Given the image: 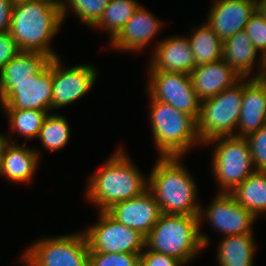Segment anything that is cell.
<instances>
[{
  "mask_svg": "<svg viewBox=\"0 0 266 266\" xmlns=\"http://www.w3.org/2000/svg\"><path fill=\"white\" fill-rule=\"evenodd\" d=\"M90 174L84 193L85 202L98 211H107L114 204L140 196L148 189V177L137 167L123 146Z\"/></svg>",
  "mask_w": 266,
  "mask_h": 266,
  "instance_id": "obj_1",
  "label": "cell"
},
{
  "mask_svg": "<svg viewBox=\"0 0 266 266\" xmlns=\"http://www.w3.org/2000/svg\"><path fill=\"white\" fill-rule=\"evenodd\" d=\"M147 175L148 190L159 204L163 214H199L201 201L194 176L185 167V157H157ZM192 175V176H191Z\"/></svg>",
  "mask_w": 266,
  "mask_h": 266,
  "instance_id": "obj_2",
  "label": "cell"
},
{
  "mask_svg": "<svg viewBox=\"0 0 266 266\" xmlns=\"http://www.w3.org/2000/svg\"><path fill=\"white\" fill-rule=\"evenodd\" d=\"M63 24L58 0H34L13 5L9 33L21 51L54 58L60 55L51 43Z\"/></svg>",
  "mask_w": 266,
  "mask_h": 266,
  "instance_id": "obj_3",
  "label": "cell"
},
{
  "mask_svg": "<svg viewBox=\"0 0 266 266\" xmlns=\"http://www.w3.org/2000/svg\"><path fill=\"white\" fill-rule=\"evenodd\" d=\"M147 97L152 140L158 157H185L196 146H203L197 133V121L191 115Z\"/></svg>",
  "mask_w": 266,
  "mask_h": 266,
  "instance_id": "obj_4",
  "label": "cell"
},
{
  "mask_svg": "<svg viewBox=\"0 0 266 266\" xmlns=\"http://www.w3.org/2000/svg\"><path fill=\"white\" fill-rule=\"evenodd\" d=\"M145 248L174 257L189 266L205 250L198 216L162 213L145 237Z\"/></svg>",
  "mask_w": 266,
  "mask_h": 266,
  "instance_id": "obj_5",
  "label": "cell"
},
{
  "mask_svg": "<svg viewBox=\"0 0 266 266\" xmlns=\"http://www.w3.org/2000/svg\"><path fill=\"white\" fill-rule=\"evenodd\" d=\"M19 258L22 266H89V245L80 229L70 234L40 237Z\"/></svg>",
  "mask_w": 266,
  "mask_h": 266,
  "instance_id": "obj_6",
  "label": "cell"
},
{
  "mask_svg": "<svg viewBox=\"0 0 266 266\" xmlns=\"http://www.w3.org/2000/svg\"><path fill=\"white\" fill-rule=\"evenodd\" d=\"M214 144V145H213ZM211 146V172L218 186L217 192L231 193L240 183L256 170L246 138L227 136L208 141Z\"/></svg>",
  "mask_w": 266,
  "mask_h": 266,
  "instance_id": "obj_7",
  "label": "cell"
},
{
  "mask_svg": "<svg viewBox=\"0 0 266 266\" xmlns=\"http://www.w3.org/2000/svg\"><path fill=\"white\" fill-rule=\"evenodd\" d=\"M243 99V77L214 97L201 101L197 133L201 144L218 138L235 136Z\"/></svg>",
  "mask_w": 266,
  "mask_h": 266,
  "instance_id": "obj_8",
  "label": "cell"
},
{
  "mask_svg": "<svg viewBox=\"0 0 266 266\" xmlns=\"http://www.w3.org/2000/svg\"><path fill=\"white\" fill-rule=\"evenodd\" d=\"M200 237L204 247L210 245L209 234L201 227L203 222L208 223L214 231L225 236L255 234L254 223L257 218L241 206L231 193L216 192L208 206L200 205L199 214ZM203 231V232H202Z\"/></svg>",
  "mask_w": 266,
  "mask_h": 266,
  "instance_id": "obj_9",
  "label": "cell"
},
{
  "mask_svg": "<svg viewBox=\"0 0 266 266\" xmlns=\"http://www.w3.org/2000/svg\"><path fill=\"white\" fill-rule=\"evenodd\" d=\"M53 58L29 79L0 82V108L52 112Z\"/></svg>",
  "mask_w": 266,
  "mask_h": 266,
  "instance_id": "obj_10",
  "label": "cell"
},
{
  "mask_svg": "<svg viewBox=\"0 0 266 266\" xmlns=\"http://www.w3.org/2000/svg\"><path fill=\"white\" fill-rule=\"evenodd\" d=\"M96 223L82 229L89 245V252L110 254H141L145 237L138 231L115 220L107 211H98Z\"/></svg>",
  "mask_w": 266,
  "mask_h": 266,
  "instance_id": "obj_11",
  "label": "cell"
},
{
  "mask_svg": "<svg viewBox=\"0 0 266 266\" xmlns=\"http://www.w3.org/2000/svg\"><path fill=\"white\" fill-rule=\"evenodd\" d=\"M146 93L152 99L172 105L179 111L199 117L201 100L196 94L190 74L147 71Z\"/></svg>",
  "mask_w": 266,
  "mask_h": 266,
  "instance_id": "obj_12",
  "label": "cell"
},
{
  "mask_svg": "<svg viewBox=\"0 0 266 266\" xmlns=\"http://www.w3.org/2000/svg\"><path fill=\"white\" fill-rule=\"evenodd\" d=\"M60 57L53 58L52 112L84 98L99 78L97 66L84 63L69 67Z\"/></svg>",
  "mask_w": 266,
  "mask_h": 266,
  "instance_id": "obj_13",
  "label": "cell"
},
{
  "mask_svg": "<svg viewBox=\"0 0 266 266\" xmlns=\"http://www.w3.org/2000/svg\"><path fill=\"white\" fill-rule=\"evenodd\" d=\"M164 25L163 20L141 4L121 31L108 44L112 51L144 53L146 49L148 50L150 42L159 36L161 30L163 31Z\"/></svg>",
  "mask_w": 266,
  "mask_h": 266,
  "instance_id": "obj_14",
  "label": "cell"
},
{
  "mask_svg": "<svg viewBox=\"0 0 266 266\" xmlns=\"http://www.w3.org/2000/svg\"><path fill=\"white\" fill-rule=\"evenodd\" d=\"M150 51L147 71H166L190 74L197 66L188 35L163 36ZM154 50V51H153Z\"/></svg>",
  "mask_w": 266,
  "mask_h": 266,
  "instance_id": "obj_15",
  "label": "cell"
},
{
  "mask_svg": "<svg viewBox=\"0 0 266 266\" xmlns=\"http://www.w3.org/2000/svg\"><path fill=\"white\" fill-rule=\"evenodd\" d=\"M204 22L222 41L244 30L256 12L255 0H212Z\"/></svg>",
  "mask_w": 266,
  "mask_h": 266,
  "instance_id": "obj_16",
  "label": "cell"
},
{
  "mask_svg": "<svg viewBox=\"0 0 266 266\" xmlns=\"http://www.w3.org/2000/svg\"><path fill=\"white\" fill-rule=\"evenodd\" d=\"M107 212L144 237L151 232L162 214L158 202L148 189L140 196L114 204Z\"/></svg>",
  "mask_w": 266,
  "mask_h": 266,
  "instance_id": "obj_17",
  "label": "cell"
},
{
  "mask_svg": "<svg viewBox=\"0 0 266 266\" xmlns=\"http://www.w3.org/2000/svg\"><path fill=\"white\" fill-rule=\"evenodd\" d=\"M41 160V151L36 147L8 141L2 154L0 177L10 183L27 185L35 178Z\"/></svg>",
  "mask_w": 266,
  "mask_h": 266,
  "instance_id": "obj_18",
  "label": "cell"
},
{
  "mask_svg": "<svg viewBox=\"0 0 266 266\" xmlns=\"http://www.w3.org/2000/svg\"><path fill=\"white\" fill-rule=\"evenodd\" d=\"M266 125V77H243V99L236 137L246 138Z\"/></svg>",
  "mask_w": 266,
  "mask_h": 266,
  "instance_id": "obj_19",
  "label": "cell"
},
{
  "mask_svg": "<svg viewBox=\"0 0 266 266\" xmlns=\"http://www.w3.org/2000/svg\"><path fill=\"white\" fill-rule=\"evenodd\" d=\"M259 54L244 30L223 41L222 59L241 77L263 78L262 55Z\"/></svg>",
  "mask_w": 266,
  "mask_h": 266,
  "instance_id": "obj_20",
  "label": "cell"
},
{
  "mask_svg": "<svg viewBox=\"0 0 266 266\" xmlns=\"http://www.w3.org/2000/svg\"><path fill=\"white\" fill-rule=\"evenodd\" d=\"M190 77L201 101L214 97L242 78L223 59L196 66L190 72Z\"/></svg>",
  "mask_w": 266,
  "mask_h": 266,
  "instance_id": "obj_21",
  "label": "cell"
},
{
  "mask_svg": "<svg viewBox=\"0 0 266 266\" xmlns=\"http://www.w3.org/2000/svg\"><path fill=\"white\" fill-rule=\"evenodd\" d=\"M215 261L218 266H254L257 244L254 234L221 237Z\"/></svg>",
  "mask_w": 266,
  "mask_h": 266,
  "instance_id": "obj_22",
  "label": "cell"
},
{
  "mask_svg": "<svg viewBox=\"0 0 266 266\" xmlns=\"http://www.w3.org/2000/svg\"><path fill=\"white\" fill-rule=\"evenodd\" d=\"M231 194L257 219H266V171H255L240 183Z\"/></svg>",
  "mask_w": 266,
  "mask_h": 266,
  "instance_id": "obj_23",
  "label": "cell"
},
{
  "mask_svg": "<svg viewBox=\"0 0 266 266\" xmlns=\"http://www.w3.org/2000/svg\"><path fill=\"white\" fill-rule=\"evenodd\" d=\"M7 116L8 133L6 137L9 142L19 143V140L13 139V134L18 138L22 137L23 143L28 144V140H37L40 129L47 115L50 113L46 110H23V109H0ZM12 135V136H11Z\"/></svg>",
  "mask_w": 266,
  "mask_h": 266,
  "instance_id": "obj_24",
  "label": "cell"
},
{
  "mask_svg": "<svg viewBox=\"0 0 266 266\" xmlns=\"http://www.w3.org/2000/svg\"><path fill=\"white\" fill-rule=\"evenodd\" d=\"M190 33L189 43L197 66L222 59L223 41L205 22L192 26Z\"/></svg>",
  "mask_w": 266,
  "mask_h": 266,
  "instance_id": "obj_25",
  "label": "cell"
},
{
  "mask_svg": "<svg viewBox=\"0 0 266 266\" xmlns=\"http://www.w3.org/2000/svg\"><path fill=\"white\" fill-rule=\"evenodd\" d=\"M51 59L41 52L20 51L0 71V82L29 79L37 75Z\"/></svg>",
  "mask_w": 266,
  "mask_h": 266,
  "instance_id": "obj_26",
  "label": "cell"
},
{
  "mask_svg": "<svg viewBox=\"0 0 266 266\" xmlns=\"http://www.w3.org/2000/svg\"><path fill=\"white\" fill-rule=\"evenodd\" d=\"M141 5L138 0H111L103 15L92 27L99 31H106L109 42L121 31L126 22Z\"/></svg>",
  "mask_w": 266,
  "mask_h": 266,
  "instance_id": "obj_27",
  "label": "cell"
},
{
  "mask_svg": "<svg viewBox=\"0 0 266 266\" xmlns=\"http://www.w3.org/2000/svg\"><path fill=\"white\" fill-rule=\"evenodd\" d=\"M71 131L66 116L50 112L43 122L37 139L45 151L57 152L69 144Z\"/></svg>",
  "mask_w": 266,
  "mask_h": 266,
  "instance_id": "obj_28",
  "label": "cell"
},
{
  "mask_svg": "<svg viewBox=\"0 0 266 266\" xmlns=\"http://www.w3.org/2000/svg\"><path fill=\"white\" fill-rule=\"evenodd\" d=\"M111 0H58L63 23L69 12L83 25L92 28L103 15Z\"/></svg>",
  "mask_w": 266,
  "mask_h": 266,
  "instance_id": "obj_29",
  "label": "cell"
},
{
  "mask_svg": "<svg viewBox=\"0 0 266 266\" xmlns=\"http://www.w3.org/2000/svg\"><path fill=\"white\" fill-rule=\"evenodd\" d=\"M89 266H140V254L89 252Z\"/></svg>",
  "mask_w": 266,
  "mask_h": 266,
  "instance_id": "obj_30",
  "label": "cell"
},
{
  "mask_svg": "<svg viewBox=\"0 0 266 266\" xmlns=\"http://www.w3.org/2000/svg\"><path fill=\"white\" fill-rule=\"evenodd\" d=\"M256 171H266V125L246 137Z\"/></svg>",
  "mask_w": 266,
  "mask_h": 266,
  "instance_id": "obj_31",
  "label": "cell"
},
{
  "mask_svg": "<svg viewBox=\"0 0 266 266\" xmlns=\"http://www.w3.org/2000/svg\"><path fill=\"white\" fill-rule=\"evenodd\" d=\"M244 31L260 55H263L266 51V20L256 11L244 27Z\"/></svg>",
  "mask_w": 266,
  "mask_h": 266,
  "instance_id": "obj_32",
  "label": "cell"
},
{
  "mask_svg": "<svg viewBox=\"0 0 266 266\" xmlns=\"http://www.w3.org/2000/svg\"><path fill=\"white\" fill-rule=\"evenodd\" d=\"M140 266H185L174 257L144 248L140 254Z\"/></svg>",
  "mask_w": 266,
  "mask_h": 266,
  "instance_id": "obj_33",
  "label": "cell"
},
{
  "mask_svg": "<svg viewBox=\"0 0 266 266\" xmlns=\"http://www.w3.org/2000/svg\"><path fill=\"white\" fill-rule=\"evenodd\" d=\"M20 51L9 31L0 33V71Z\"/></svg>",
  "mask_w": 266,
  "mask_h": 266,
  "instance_id": "obj_34",
  "label": "cell"
},
{
  "mask_svg": "<svg viewBox=\"0 0 266 266\" xmlns=\"http://www.w3.org/2000/svg\"><path fill=\"white\" fill-rule=\"evenodd\" d=\"M12 8L11 0H0V33L9 31Z\"/></svg>",
  "mask_w": 266,
  "mask_h": 266,
  "instance_id": "obj_35",
  "label": "cell"
},
{
  "mask_svg": "<svg viewBox=\"0 0 266 266\" xmlns=\"http://www.w3.org/2000/svg\"><path fill=\"white\" fill-rule=\"evenodd\" d=\"M256 11L266 20V0H255Z\"/></svg>",
  "mask_w": 266,
  "mask_h": 266,
  "instance_id": "obj_36",
  "label": "cell"
},
{
  "mask_svg": "<svg viewBox=\"0 0 266 266\" xmlns=\"http://www.w3.org/2000/svg\"><path fill=\"white\" fill-rule=\"evenodd\" d=\"M7 143H8V138L6 137V133L4 134L0 132V163H1L4 147L6 146Z\"/></svg>",
  "mask_w": 266,
  "mask_h": 266,
  "instance_id": "obj_37",
  "label": "cell"
},
{
  "mask_svg": "<svg viewBox=\"0 0 266 266\" xmlns=\"http://www.w3.org/2000/svg\"><path fill=\"white\" fill-rule=\"evenodd\" d=\"M262 63H263V77H266V51L262 55Z\"/></svg>",
  "mask_w": 266,
  "mask_h": 266,
  "instance_id": "obj_38",
  "label": "cell"
},
{
  "mask_svg": "<svg viewBox=\"0 0 266 266\" xmlns=\"http://www.w3.org/2000/svg\"><path fill=\"white\" fill-rule=\"evenodd\" d=\"M30 1H34V0H11V3L14 4H19V3H23V2H30Z\"/></svg>",
  "mask_w": 266,
  "mask_h": 266,
  "instance_id": "obj_39",
  "label": "cell"
}]
</instances>
